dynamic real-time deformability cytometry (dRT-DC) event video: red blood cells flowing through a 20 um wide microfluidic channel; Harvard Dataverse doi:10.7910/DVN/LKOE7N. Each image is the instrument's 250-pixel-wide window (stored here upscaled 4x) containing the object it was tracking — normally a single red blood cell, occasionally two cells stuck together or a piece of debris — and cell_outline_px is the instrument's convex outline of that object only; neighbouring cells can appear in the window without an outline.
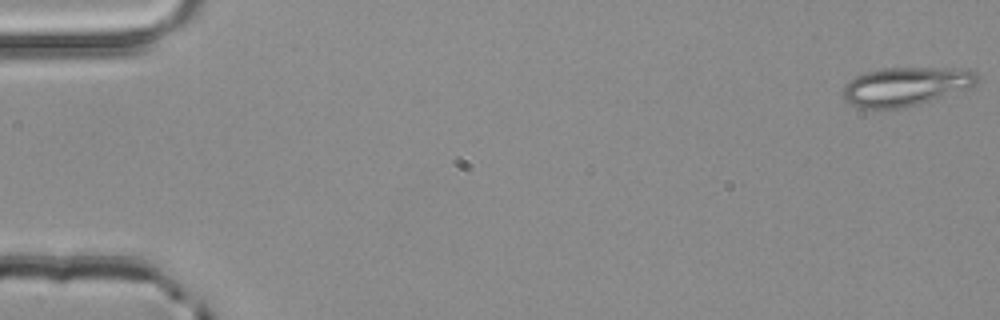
{"species": "common noctule bat (a hibernating species)", "species_latin": "Nyctalus noctula", "temperature_condition": "room temperature", "stored_images_in_passage": 5, "camera_frame_rate_fps": 3000, "um_per_image_px": 0.085, "animal": {"sex": "male", "body_mass_g": 20.4}, "frame": {"image": 1, "passage_image": 1, "time_ms": 0.0, "image_size_px": [1000, 320], "cell_outline_px": [[980, 84], [972, 88], [904, 108], [860, 108], [844, 100], [840, 92], [844, 84], [856, 76], [864, 72], [880, 68], [968, 68], [976, 72], [980, 76]], "centroid_in_image_um": [77.03, 7.33], "position_along_channel_um": 8.0, "area_um2": 30.98}}